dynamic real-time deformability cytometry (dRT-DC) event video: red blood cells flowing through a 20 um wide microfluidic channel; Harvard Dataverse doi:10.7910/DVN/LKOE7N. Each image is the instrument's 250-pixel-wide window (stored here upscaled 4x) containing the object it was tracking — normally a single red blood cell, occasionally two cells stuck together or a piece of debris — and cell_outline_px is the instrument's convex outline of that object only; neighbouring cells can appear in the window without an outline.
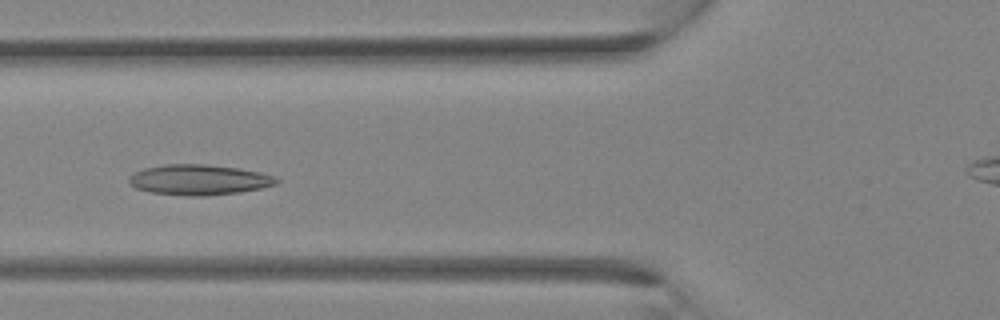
{"species": "Egyptian fruit bat (a non-hibernating species)", "species_latin": "Rousettus aegyptiacus", "temperature_condition": "room temperature", "stored_images_in_passage": 33, "camera_frame_rate_fps": 3000, "um_per_image_px": 0.085, "animal": {"sex": "female"}, "frame": {"image": 1, "passage_image": 12, "time_ms": 3.667, "image_size_px": [1000, 320], "cell_outline_px": [[280, 180], [276, 184], [260, 188], [240, 192], [204, 196], [192, 196], [148, 192], [136, 188], [128, 184], [128, 176], [144, 168], [164, 164], [208, 164], [240, 168], [260, 172], [276, 176]], "centroid_in_image_um": [16.91, 15.27], "position_along_channel_um": 108.9, "area_um2": 26.36}}
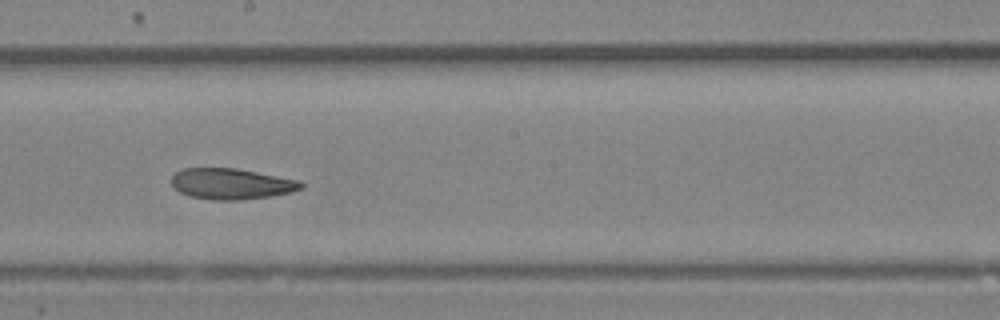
{"frame": {"image": 2, "passage_image": 18, "time_ms": 5.667, "image_size_px": [1000, 320], "cell_outline_px": [[304, 184], [300, 188], [292, 192], [268, 196], [240, 200], [212, 200], [192, 196], [180, 192], [172, 184], [172, 176], [176, 172], [184, 168], [236, 168], [300, 180]], "centroid_in_image_um": [19.67, 15.62], "position_along_channel_um": 228.5, "area_um2": 23.12}}
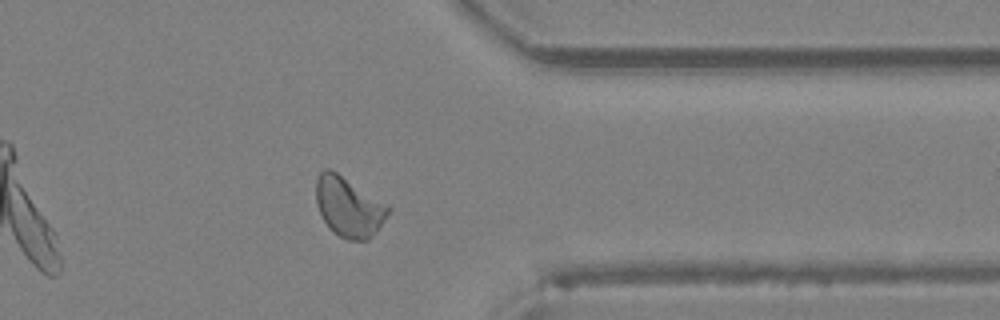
{"frame": {"image": 3, "passage_image": 26, "time_ms": 8.333, "image_size_px": [1000, 320], "cell_outline_px": [[392, 208], [376, 232], [368, 240], [348, 240], [332, 232], [324, 220], [316, 204], [316, 176], [324, 168], [328, 168], [336, 172], [388, 204]], "centroid_in_image_um": [29.64, 17.58], "position_along_channel_um": 381.8, "area_um2": 25.14}}